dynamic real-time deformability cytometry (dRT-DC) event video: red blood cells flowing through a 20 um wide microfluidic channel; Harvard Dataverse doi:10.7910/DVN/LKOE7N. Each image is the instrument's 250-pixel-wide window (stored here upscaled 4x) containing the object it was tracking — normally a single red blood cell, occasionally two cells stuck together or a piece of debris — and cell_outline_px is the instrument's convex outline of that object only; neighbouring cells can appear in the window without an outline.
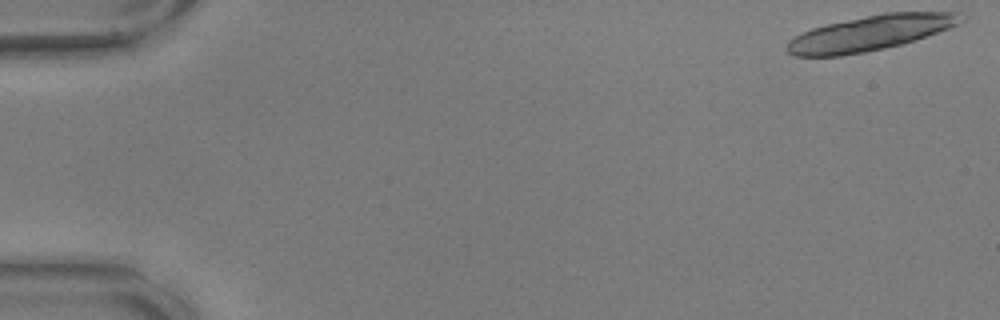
{"species": "common noctule bat (a hibernating species)", "species_latin": "Nyctalus noctula", "temperature_condition": "warm", "stored_images_in_passage": 20, "camera_frame_rate_fps": 3000, "um_per_image_px": 0.085, "animal": {"sex": "male", "body_mass_g": 17.9, "forearm_length_mm": 54.2}, "frame": {"image": 1, "passage_image": 1, "time_ms": 0.0, "image_size_px": [1000, 320], "cell_outline_px": [[956, 24], [948, 28], [916, 40], [884, 48], [864, 52], [840, 56], [792, 56], [784, 48], [788, 40], [812, 28], [828, 24], [884, 12], [956, 12]], "centroid_in_image_um": [73.84, 2.83], "position_along_channel_um": 11.2, "area_um2": 34.85}}